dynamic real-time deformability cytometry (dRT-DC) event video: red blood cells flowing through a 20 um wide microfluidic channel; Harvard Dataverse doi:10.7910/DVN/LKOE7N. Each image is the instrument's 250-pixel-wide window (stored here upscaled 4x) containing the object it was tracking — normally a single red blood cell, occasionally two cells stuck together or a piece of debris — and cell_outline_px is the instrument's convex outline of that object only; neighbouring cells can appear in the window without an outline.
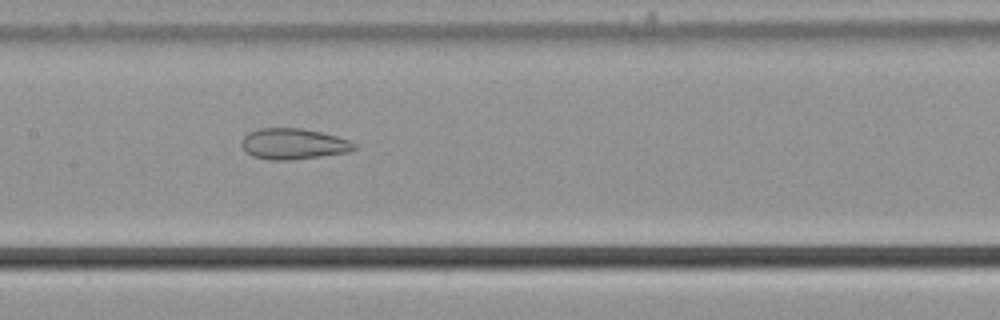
{"species": "common noctule bat (a hibernating species)", "species_latin": "Nyctalus noctula", "temperature_condition": "cold", "stored_images_in_passage": 56, "camera_frame_rate_fps": 3000, "um_per_image_px": 0.085, "animal": {"sex": "male", "body_mass_g": 21.5, "forearm_length_mm": 52.0}, "frame": {"image": 1, "passage_image": 28, "time_ms": 9.0, "image_size_px": [1000, 320], "cell_outline_px": [[356, 148], [348, 152], [292, 160], [268, 160], [252, 156], [240, 144], [244, 136], [248, 132], [260, 128], [300, 128], [320, 132], [336, 136], [348, 140], [356, 144]], "centroid_in_image_um": [24.92, 12.23], "position_along_channel_um": 182.5, "area_um2": 20.17}}
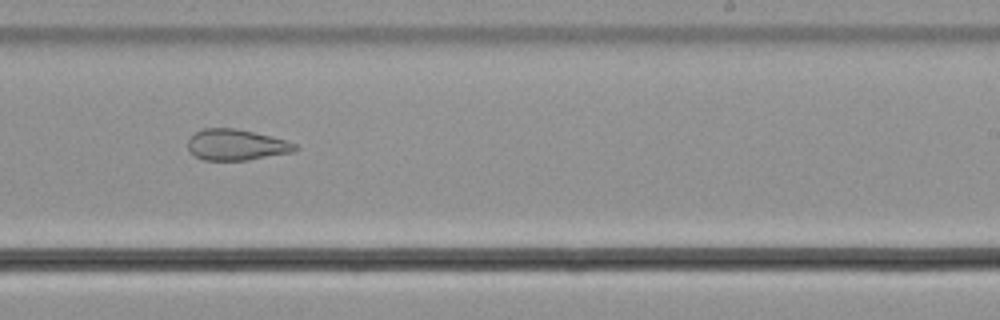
{"frame": {"image": 2, "passage_image": 35, "time_ms": 11.333, "image_size_px": [1000, 320], "cell_outline_px": [[300, 148], [292, 152], [248, 160], [204, 160], [196, 156], [188, 148], [188, 140], [196, 132], [204, 128], [236, 128], [284, 140], [296, 144]], "centroid_in_image_um": [20.08, 12.31], "position_along_channel_um": 268.9, "area_um2": 19.07}}
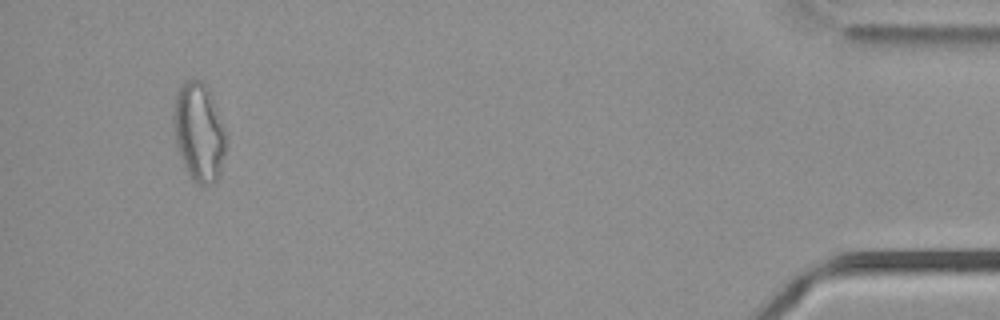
{"frame": {"image": 3, "passage_image": 53, "time_ms": 17.333, "image_size_px": [1000, 320], "cell_outline_px": [[224, 156], [220, 172], [216, 180], [212, 184], [200, 184], [192, 180], [184, 164], [176, 144], [172, 120], [172, 116], [176, 92], [188, 80], [200, 80], [208, 88], [224, 128]], "centroid_in_image_um": [16.88, 11.23], "position_along_channel_um": 418.3, "area_um2": 29.48}, "authors_computed_cell_mechanics": {"area_um2": 26.7614, "velocity_mm_per_s": 3.7271, "shape_relaxation_time_tau1_ms": null, "shape_relaxation_time_tau2_ms": 3.1426, "deformation_change_tau1": null, "deformation_change_tau2": 0.1086}}